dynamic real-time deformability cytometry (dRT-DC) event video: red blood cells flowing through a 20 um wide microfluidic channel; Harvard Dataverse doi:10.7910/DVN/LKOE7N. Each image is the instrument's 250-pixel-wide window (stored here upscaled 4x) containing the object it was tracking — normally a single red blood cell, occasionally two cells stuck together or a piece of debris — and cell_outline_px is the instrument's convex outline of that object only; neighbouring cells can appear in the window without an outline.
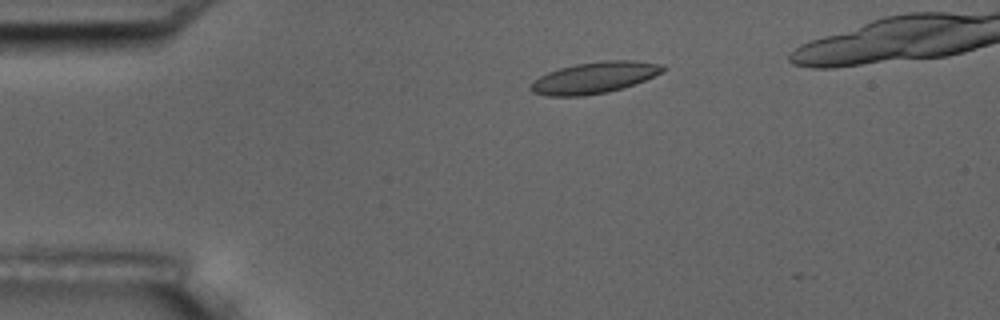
{"species": "common noctule bat (a hibernating species)", "species_latin": "Nyctalus noctula", "temperature_condition": "room temperature", "stored_images_in_passage": 4, "camera_frame_rate_fps": 3000, "um_per_image_px": 0.085, "animal": {"sex": "male", "body_mass_g": 17.5, "forearm_length_mm": 52.3}, "frame": {"image": 1, "passage_image": 1, "time_ms": 0.0, "image_size_px": [1000, 320], "cell_outline_px": [[668, 68], [644, 80], [608, 92], [584, 96], [544, 96], [532, 92], [528, 88], [540, 76], [548, 72], [560, 68], [576, 64], [604, 60], [632, 60], [664, 64]], "centroid_in_image_um": [50.51, 6.6], "position_along_channel_um": 34.5, "area_um2": 23.99}}